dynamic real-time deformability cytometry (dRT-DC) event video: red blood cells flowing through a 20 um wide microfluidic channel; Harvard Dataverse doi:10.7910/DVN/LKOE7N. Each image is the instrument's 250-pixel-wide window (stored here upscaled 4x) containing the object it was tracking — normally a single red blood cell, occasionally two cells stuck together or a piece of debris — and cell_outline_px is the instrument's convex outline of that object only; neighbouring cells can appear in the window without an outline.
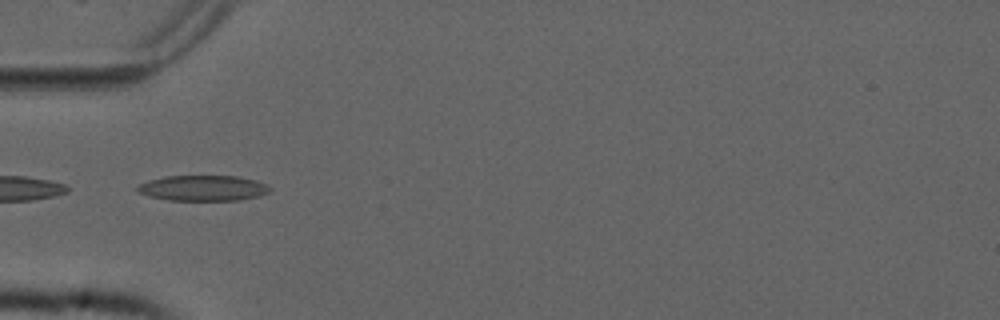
{"species": "common noctule bat (a hibernating species)", "species_latin": "Nyctalus noctula", "temperature_condition": "cold", "stored_images_in_passage": 20, "camera_frame_rate_fps": 3000, "um_per_image_px": 0.085, "animal": {"sex": "male", "forearm_length_mm": 52.5}, "frame": {"image": 1, "passage_image": 17, "time_ms": 5.333, "image_size_px": [1000, 320], "cell_outline_px": [[272, 188], [268, 192], [260, 196], [240, 200], [168, 200], [148, 196], [136, 192], [136, 188], [140, 184], [148, 180], [164, 176], [236, 176], [256, 180], [268, 184]], "centroid_in_image_um": [17.26, 15.99], "position_along_channel_um": 67.7, "area_um2": 19.88}}